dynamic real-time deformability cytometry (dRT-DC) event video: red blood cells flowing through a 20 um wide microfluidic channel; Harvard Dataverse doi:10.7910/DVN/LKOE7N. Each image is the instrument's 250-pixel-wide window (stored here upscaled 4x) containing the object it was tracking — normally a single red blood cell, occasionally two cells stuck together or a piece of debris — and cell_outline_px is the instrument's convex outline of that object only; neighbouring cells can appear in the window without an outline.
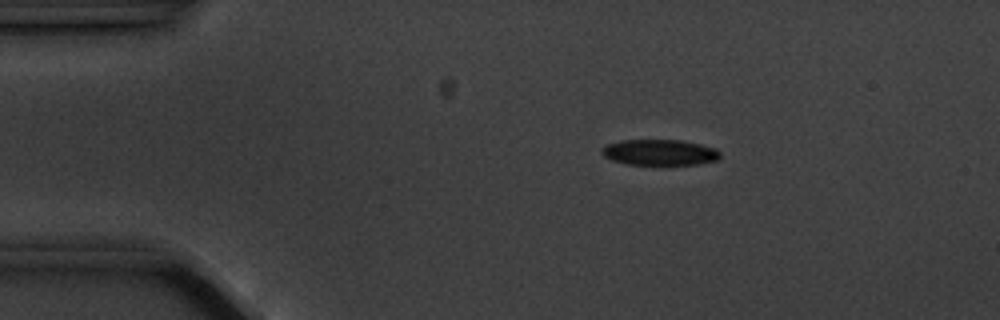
{"species": "common noctule bat (a hibernating species)", "species_latin": "Nyctalus noctula", "temperature_condition": "cold", "stored_images_in_passage": 2, "camera_frame_rate_fps": 3000, "um_per_image_px": 0.085, "animal": {"sex": "male", "body_mass_g": 20.1, "forearm_length_mm": 53.5}, "frame": {"image": 1, "passage_image": 1, "time_ms": 0.0, "image_size_px": [1000, 320], "cell_outline_px": [[720, 156], [716, 160], [700, 164], [624, 164], [612, 160], [604, 156], [600, 152], [600, 148], [608, 144], [620, 140], [680, 140], [700, 144], [716, 148], [720, 152]], "centroid_in_image_um": [56.04, 12.95], "position_along_channel_um": 29.0, "area_um2": 17.8}}